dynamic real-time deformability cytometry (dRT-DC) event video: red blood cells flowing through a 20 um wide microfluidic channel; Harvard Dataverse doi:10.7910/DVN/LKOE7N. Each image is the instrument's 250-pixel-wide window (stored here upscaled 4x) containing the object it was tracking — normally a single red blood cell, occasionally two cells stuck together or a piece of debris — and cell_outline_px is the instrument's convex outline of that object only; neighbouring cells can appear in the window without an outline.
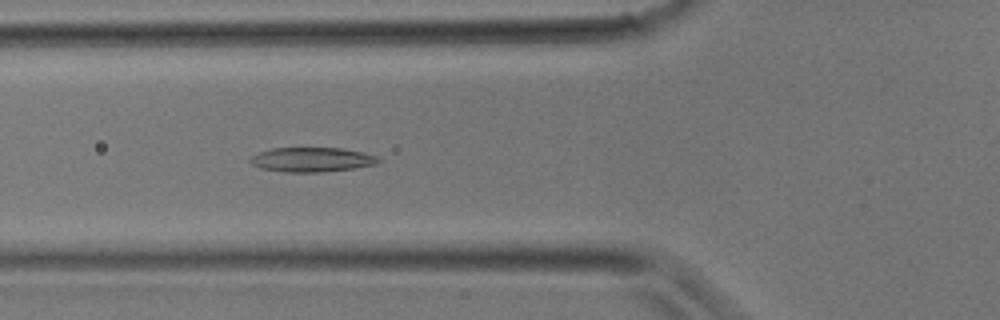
{"species": "common noctule bat (a hibernating species)", "species_latin": "Nyctalus noctula", "temperature_condition": "room temperature", "stored_images_in_passage": 32, "camera_frame_rate_fps": 3000, "um_per_image_px": 0.085, "animal": {"sex": "male", "body_mass_g": 17.9}, "frame": {"image": 1, "passage_image": 10, "time_ms": 3.0, "image_size_px": [1000, 320], "cell_outline_px": [[380, 160], [376, 164], [352, 168], [324, 172], [284, 172], [260, 168], [252, 164], [248, 160], [252, 156], [260, 152], [272, 148], [340, 148], [364, 152], [380, 156]], "centroid_in_image_um": [26.52, 13.56], "position_along_channel_um": 99.3, "area_um2": 18.32}}
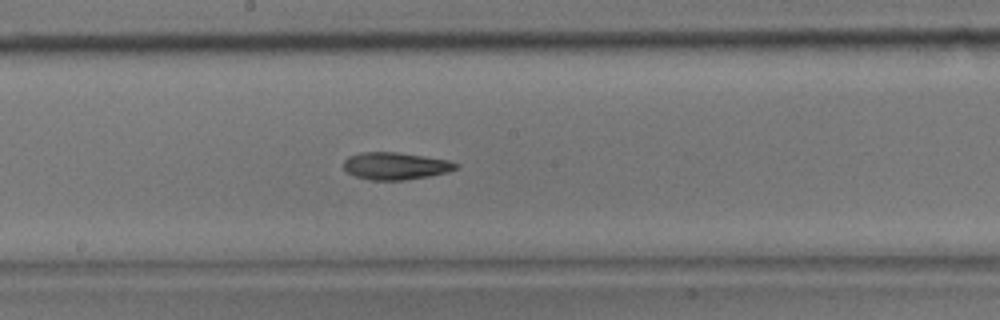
{"frame": {"image": 2, "passage_image": 16, "time_ms": 5.0, "image_size_px": [1000, 320], "cell_outline_px": [[460, 164], [456, 168], [448, 172], [428, 176], [404, 180], [372, 180], [356, 176], [348, 172], [344, 168], [344, 160], [348, 156], [360, 152], [396, 152], [424, 156], [448, 160]], "centroid_in_image_um": [33.61, 14.1], "position_along_channel_um": 214.6, "area_um2": 17.74}}
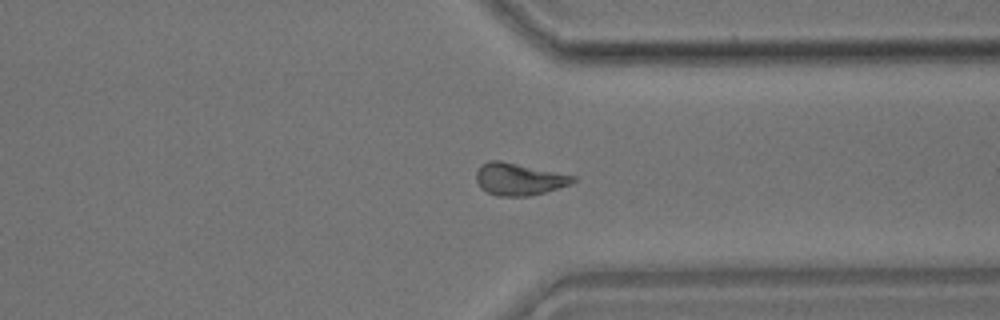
{"frame": {"image": 3, "passage_image": 24, "time_ms": 7.667, "image_size_px": [1000, 320], "cell_outline_px": [[576, 180], [572, 184], [532, 196], [496, 196], [480, 188], [476, 180], [476, 172], [480, 164], [488, 160], [500, 160], [576, 176]], "centroid_in_image_um": [44.09, 15.23], "position_along_channel_um": 367.3, "area_um2": 18.32}}